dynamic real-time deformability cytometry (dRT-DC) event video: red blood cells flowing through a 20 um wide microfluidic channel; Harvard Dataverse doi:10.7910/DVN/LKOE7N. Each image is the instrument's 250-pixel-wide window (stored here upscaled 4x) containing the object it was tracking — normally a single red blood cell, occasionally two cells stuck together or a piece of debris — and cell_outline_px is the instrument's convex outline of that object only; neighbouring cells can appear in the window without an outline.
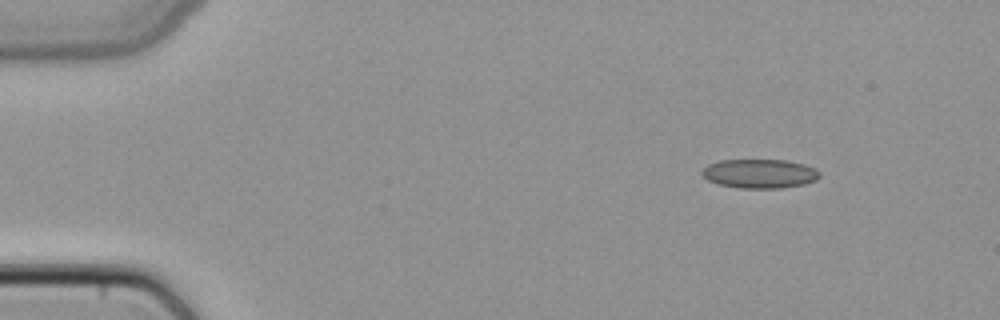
{"species": "common noctule bat (a hibernating species)", "species_latin": "Nyctalus noctula", "temperature_condition": "cold", "stored_images_in_passage": 5, "camera_frame_rate_fps": 3000, "um_per_image_px": 0.085, "animal": {"sex": "female", "body_mass_g": 22.7, "forearm_length_mm": 54.2}, "frame": {"image": 1, "passage_image": 1, "time_ms": 0.0, "image_size_px": [1000, 320], "cell_outline_px": [[820, 176], [816, 180], [804, 184], [780, 188], [740, 188], [716, 184], [708, 180], [700, 172], [708, 164], [720, 160], [788, 160], [804, 164], [816, 168], [820, 172]], "centroid_in_image_um": [64.58, 14.75], "position_along_channel_um": 20.4, "area_um2": 20.06}}
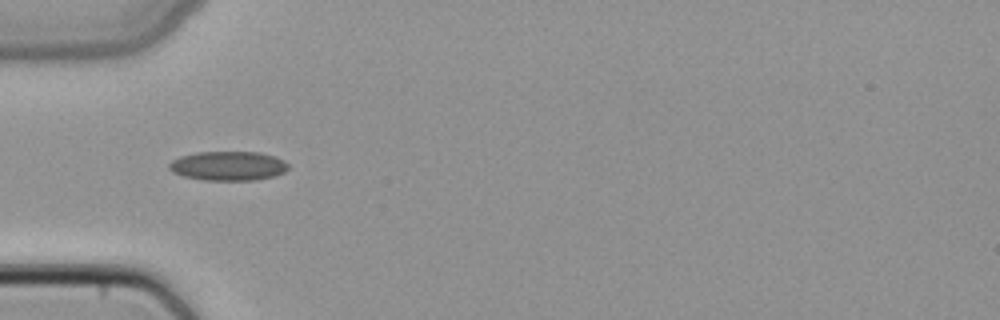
{"frame": {"image": 2, "passage_image": 4, "time_ms": 1.0, "image_size_px": [1000, 320], "cell_outline_px": [[288, 168], [284, 172], [276, 176], [256, 180], [204, 180], [184, 176], [172, 172], [168, 168], [168, 164], [172, 160], [180, 156], [196, 152], [260, 152], [276, 156], [284, 160], [288, 164]], "centroid_in_image_um": [19.41, 14.1], "position_along_channel_um": 65.6, "area_um2": 20.52}}
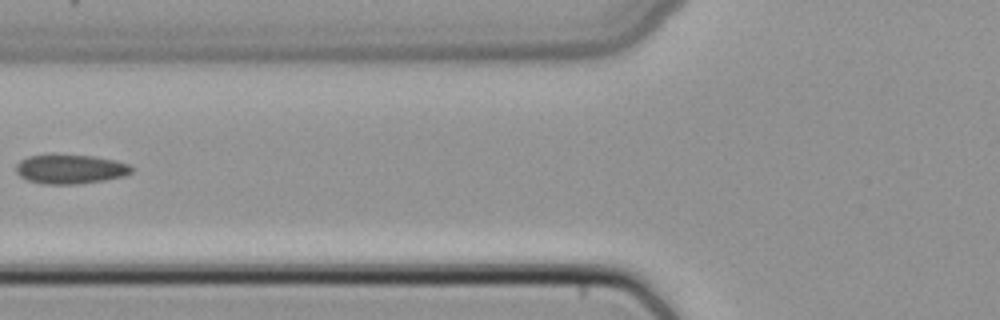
{"frame": {"image": 3, "passage_image": 5, "time_ms": 1.333, "image_size_px": [1000, 320], "cell_outline_px": [[136, 168], [132, 172], [124, 176], [104, 180], [76, 184], [44, 184], [28, 180], [20, 176], [16, 172], [16, 164], [20, 160], [28, 156], [92, 156], [116, 160], [132, 164]], "centroid_in_image_um": [6.04, 14.39], "position_along_channel_um": 119.8, "area_um2": 19.54}}